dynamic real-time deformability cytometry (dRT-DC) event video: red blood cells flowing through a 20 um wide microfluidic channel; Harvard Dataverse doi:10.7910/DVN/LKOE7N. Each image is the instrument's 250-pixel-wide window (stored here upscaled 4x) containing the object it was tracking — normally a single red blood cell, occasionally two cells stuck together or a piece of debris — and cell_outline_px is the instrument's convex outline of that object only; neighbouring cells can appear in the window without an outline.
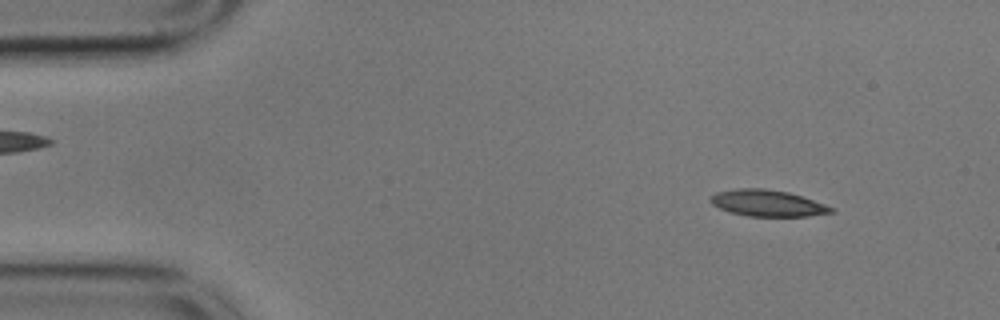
{"species": "common noctule bat (a hibernating species)", "species_latin": "Nyctalus noctula", "temperature_condition": "cold", "stored_images_in_passage": 54, "camera_frame_rate_fps": 3000, "um_per_image_px": 0.085, "animal": {"sex": "male", "body_mass_g": 17.9}, "frame": {"image": 1, "passage_image": 5, "time_ms": 1.333, "image_size_px": [1000, 320], "cell_outline_px": [[836, 212], [808, 216], [748, 216], [728, 212], [712, 204], [708, 200], [716, 192], [736, 188], [764, 188], [788, 192], [836, 208]], "centroid_in_image_um": [65.23, 17.27], "position_along_channel_um": 19.8, "area_um2": 18.61}}
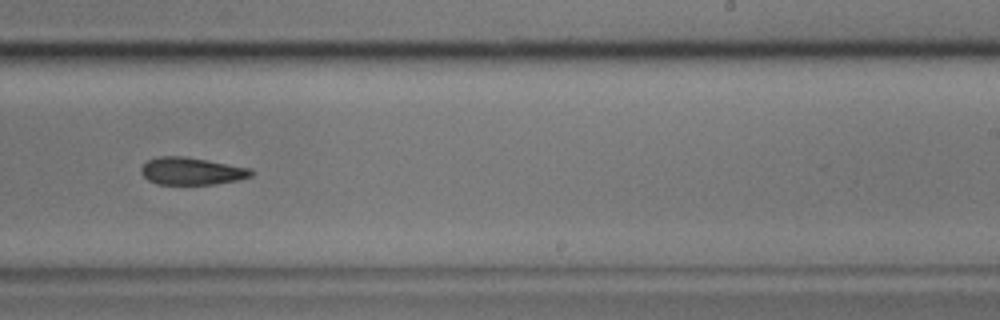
{"frame": {"image": 2, "passage_image": 33, "time_ms": 10.667, "image_size_px": [1000, 320], "cell_outline_px": [[256, 172], [252, 176], [236, 180], [216, 184], [156, 184], [148, 180], [140, 172], [140, 168], [148, 160], [156, 156], [184, 156], [208, 160], [252, 168]], "centroid_in_image_um": [16.3, 14.54], "position_along_channel_um": 272.7, "area_um2": 17.74}}
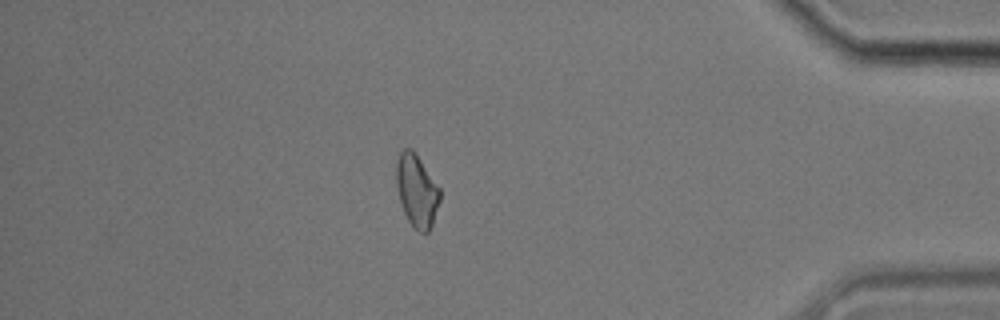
{"frame": {"image": 3, "passage_image": 47, "time_ms": 15.333, "image_size_px": [1000, 320], "cell_outline_px": [[440, 200], [432, 224], [428, 232], [420, 232], [408, 220], [404, 212], [400, 200], [396, 184], [396, 160], [400, 152], [404, 148], [412, 148], [440, 188]], "centroid_in_image_um": [35.42, 16.17], "position_along_channel_um": 399.8, "area_um2": 18.21}, "authors_computed_cell_mechanics": {"area_um2": 18.7272, "velocity_mm_per_s": 3.5612, "shape_relaxation_time_tau1_ms": 6.3454, "shape_relaxation_time_tau2_ms": 7.9301, "deformation_change_tau1": 0.1409, "deformation_change_tau2": 0.1764}}